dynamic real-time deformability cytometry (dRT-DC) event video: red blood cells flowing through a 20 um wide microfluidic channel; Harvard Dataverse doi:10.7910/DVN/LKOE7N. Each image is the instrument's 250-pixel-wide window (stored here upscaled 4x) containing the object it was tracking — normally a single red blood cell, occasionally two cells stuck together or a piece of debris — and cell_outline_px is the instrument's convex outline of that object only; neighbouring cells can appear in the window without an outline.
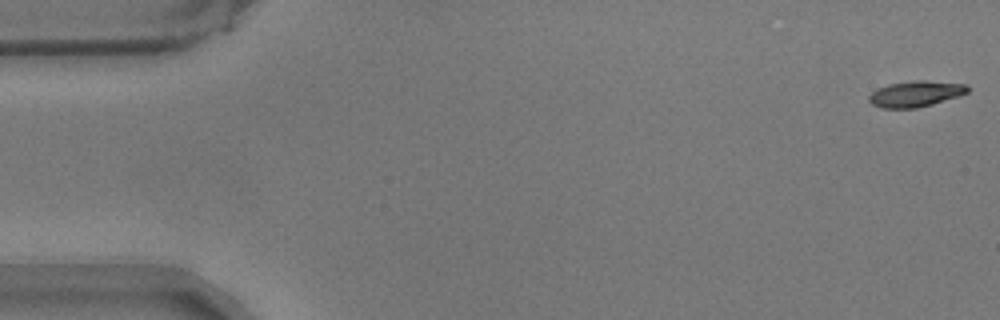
{"species": "common noctule bat (a hibernating species)", "species_latin": "Nyctalus noctula", "temperature_condition": "warm", "stored_images_in_passage": 57, "camera_frame_rate_fps": 3000, "um_per_image_px": 0.085, "animal": {"sex": "male", "body_mass_g": 17.9}, "frame": {"image": 1, "passage_image": 1, "time_ms": 0.0, "image_size_px": [1000, 320], "cell_outline_px": [[968, 92], [960, 96], [932, 104], [916, 108], [880, 108], [872, 104], [868, 100], [868, 96], [872, 92], [888, 84], [912, 80], [924, 80], [968, 84]], "centroid_in_image_um": [77.84, 7.97], "position_along_channel_um": 7.2, "area_um2": 14.97}}
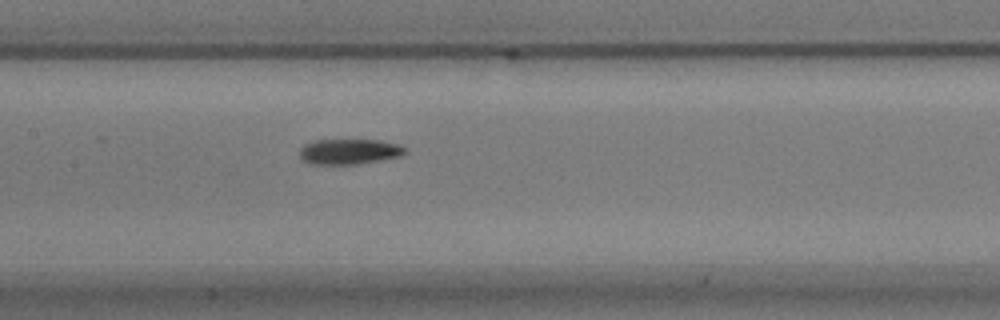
{"frame": {"image": 2, "passage_image": 27, "time_ms": 8.667, "image_size_px": [1000, 320], "cell_outline_px": [[408, 152], [400, 156], [356, 164], [308, 164], [300, 156], [300, 148], [304, 144], [316, 140], [380, 140], [396, 144], [408, 148]], "centroid_in_image_um": [29.69, 12.88], "position_along_channel_um": 177.7, "area_um2": 15.55}}
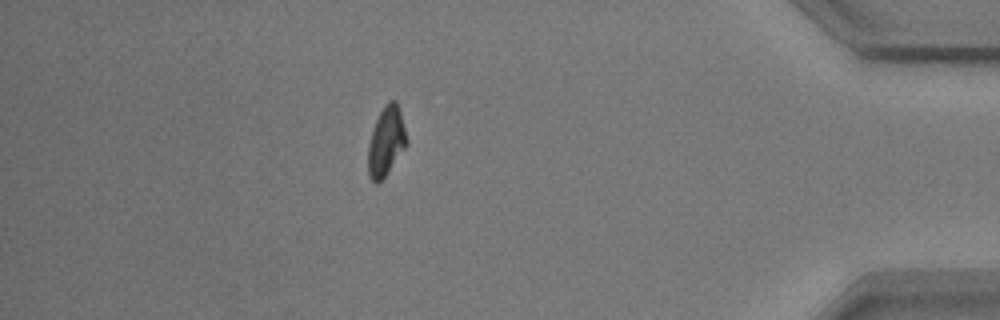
{"frame": {"image": 3, "passage_image": 50, "time_ms": 16.333, "image_size_px": [1000, 320], "cell_outline_px": [[408, 144], [384, 176], [376, 184], [368, 176], [368, 144], [376, 120], [384, 104], [388, 100], [396, 100], [400, 112], [408, 140]], "centroid_in_image_um": [32.82, 11.99], "position_along_channel_um": 402.4, "area_um2": 15.37}, "authors_computed_cell_mechanics": {"area_um2": 15.4904, "velocity_mm_per_s": 3.5156, "shape_relaxation_time_tau1_ms": 4.697, "shape_relaxation_time_tau2_ms": 3.3698, "deformation_change_tau1": 0.1855, "deformation_change_tau2": 0.1021}}